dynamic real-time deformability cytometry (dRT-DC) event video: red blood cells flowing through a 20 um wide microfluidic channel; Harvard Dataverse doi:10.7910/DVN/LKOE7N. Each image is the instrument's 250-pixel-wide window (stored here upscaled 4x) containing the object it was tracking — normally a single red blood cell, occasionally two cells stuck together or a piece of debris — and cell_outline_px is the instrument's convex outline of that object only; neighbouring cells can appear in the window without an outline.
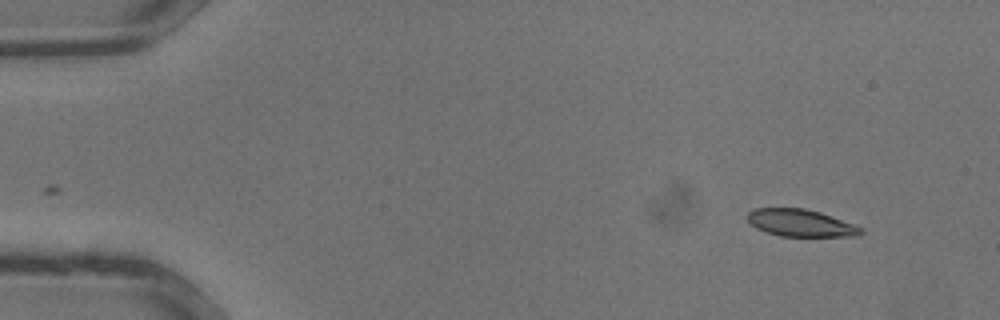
{"species": "common noctule bat (a hibernating species)", "species_latin": "Nyctalus noctula", "temperature_condition": "warm", "stored_images_in_passage": 32, "camera_frame_rate_fps": 3000, "um_per_image_px": 0.085, "animal": {"sex": "male", "body_mass_g": 13.3}, "frame": {"image": 1, "passage_image": 1, "time_ms": 0.0, "image_size_px": [1000, 320], "cell_outline_px": [[864, 232], [856, 236], [780, 236], [764, 232], [756, 228], [748, 220], [748, 212], [756, 208], [804, 208], [820, 212], [852, 224], [860, 228]], "centroid_in_image_um": [68.01, 18.95], "position_along_channel_um": 17.0, "area_um2": 17.74}}
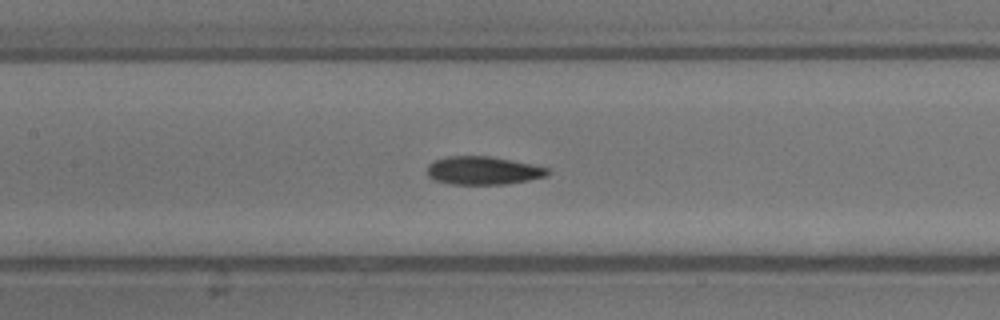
{"frame": {"image": 2, "passage_image": 14, "time_ms": 4.333, "image_size_px": [1000, 320], "cell_outline_px": [[552, 172], [548, 176], [528, 180], [504, 184], [452, 184], [432, 180], [428, 176], [428, 164], [432, 160], [448, 156], [488, 156], [532, 164], [548, 168]], "centroid_in_image_um": [41.05, 14.49], "position_along_channel_um": 166.3, "area_um2": 19.88}}
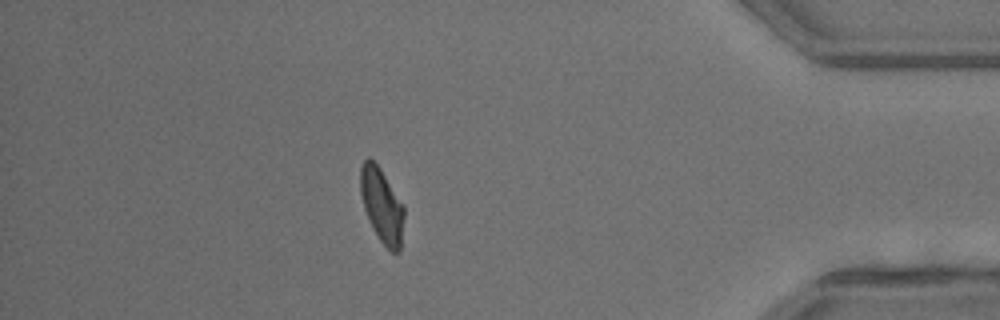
{"frame": {"image": 3, "passage_image": 28, "time_ms": 9.0, "image_size_px": [1000, 320], "cell_outline_px": [[404, 216], [400, 252], [392, 252], [380, 240], [364, 208], [360, 192], [360, 168], [364, 160], [368, 156], [380, 168], [404, 204]], "centroid_in_image_um": [32.47, 17.42], "position_along_channel_um": 402.7, "area_um2": 18.73}}